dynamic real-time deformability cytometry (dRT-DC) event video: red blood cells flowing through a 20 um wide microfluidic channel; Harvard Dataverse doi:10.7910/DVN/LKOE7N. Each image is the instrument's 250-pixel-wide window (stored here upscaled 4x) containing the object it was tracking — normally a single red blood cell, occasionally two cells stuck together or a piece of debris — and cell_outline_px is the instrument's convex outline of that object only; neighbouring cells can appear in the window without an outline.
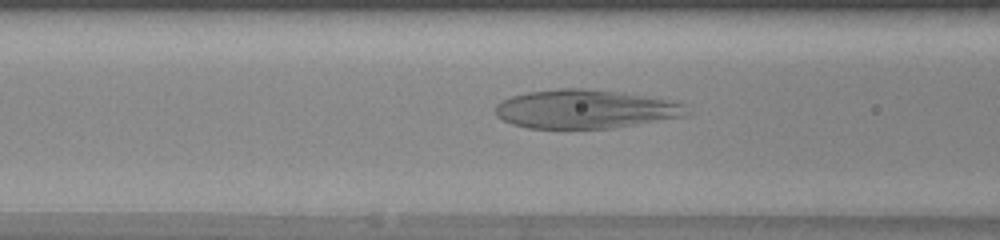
{"species": "human", "species_latin": "Homo sapiens", "temperature_condition": "warm", "stored_images_in_passage": 49, "camera_frame_rate_fps": 3000, "um_per_image_px": 0.085, "donor": {"sex": "female"}, "frame": {"image": 1, "passage_image": 22, "time_ms": 7.0, "image_size_px": [1000, 240], "cell_outline_px": [[684, 104], [676, 116], [612, 128], [528, 128], [512, 124], [496, 116], [496, 104], [512, 96], [528, 92], [560, 88], [592, 88], [624, 92]], "centroid_in_image_um": [49.55, 9.25], "position_along_channel_um": 117.1, "area_um2": 42.02}}
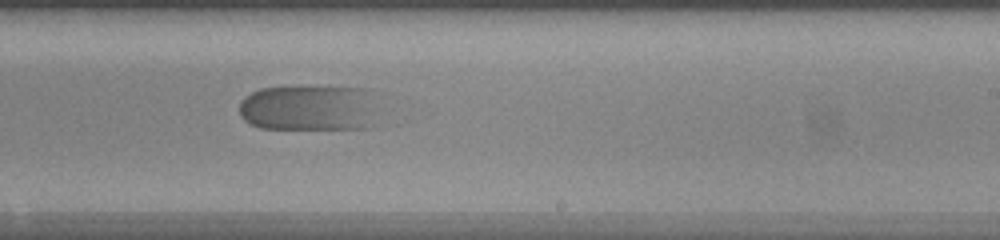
{"frame": {"image": 2, "passage_image": 33, "time_ms": 10.667, "image_size_px": [1000, 240], "cell_outline_px": [[364, 128], [260, 128], [244, 120], [240, 116], [240, 100], [244, 96], [260, 88], [364, 88]], "centroid_in_image_um": [25.88, 9.18], "position_along_channel_um": 263.1, "area_um2": 34.33}}
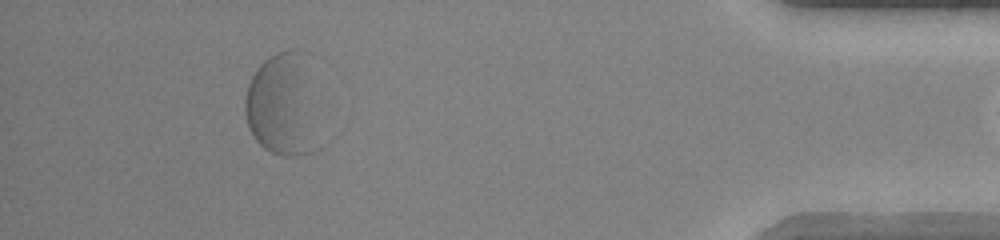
{"frame": {"image": 3, "passage_image": 48, "time_ms": 15.667, "image_size_px": [1000, 240], "cell_outline_px": [[312, 152], [296, 156], [284, 156], [272, 152], [264, 148], [256, 140], [248, 124], [244, 108], [244, 100], [248, 84], [256, 68], [264, 60], [276, 52], [292, 48]], "centroid_in_image_um": [23.59, 9.06], "position_along_channel_um": 411.6, "area_um2": 36.82}}